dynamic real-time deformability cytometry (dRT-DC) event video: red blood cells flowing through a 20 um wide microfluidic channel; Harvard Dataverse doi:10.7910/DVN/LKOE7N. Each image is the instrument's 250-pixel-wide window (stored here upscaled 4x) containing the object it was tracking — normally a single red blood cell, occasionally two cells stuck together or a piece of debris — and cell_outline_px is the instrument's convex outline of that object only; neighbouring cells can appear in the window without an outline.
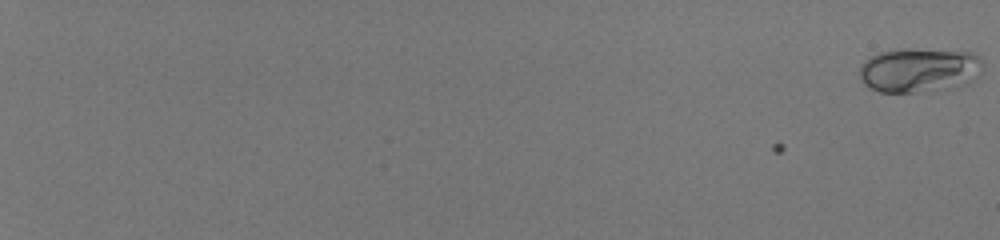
{"species": "human", "species_latin": "Homo sapiens", "temperature_condition": "room temperature", "stored_images_in_passage": 58, "camera_frame_rate_fps": 3000, "um_per_image_px": 0.085, "donor": {"sex": "male"}, "frame": {"image": 1, "passage_image": 1, "time_ms": 0.0, "image_size_px": [1000, 240], "cell_outline_px": [[984, 64], [980, 76], [968, 84], [916, 92], [880, 92], [864, 84], [860, 76], [860, 68], [864, 60], [880, 52], [904, 48], [908, 48], [968, 52], [976, 56]], "centroid_in_image_um": [78.14, 5.95], "position_along_channel_um": 6.9, "area_um2": 31.79}}
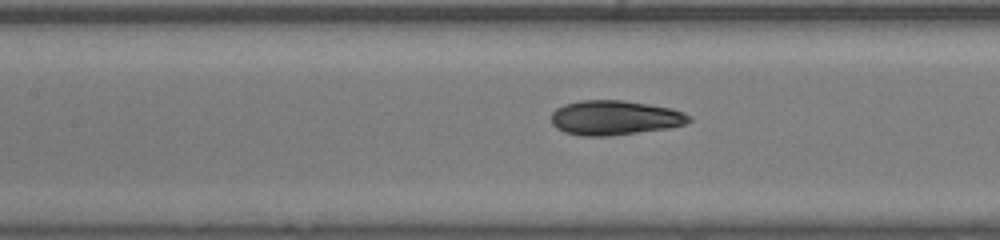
{"frame": {"image": 2, "passage_image": 34, "time_ms": 11.0, "image_size_px": [1000, 240], "cell_outline_px": [[692, 120], [684, 124], [672, 128], [608, 136], [580, 136], [564, 132], [556, 128], [552, 124], [552, 112], [556, 108], [564, 104], [580, 100], [620, 100], [648, 104], [672, 108], [684, 112], [692, 116]], "centroid_in_image_um": [52.27, 10.01], "position_along_channel_um": 155.1, "area_um2": 28.03}}
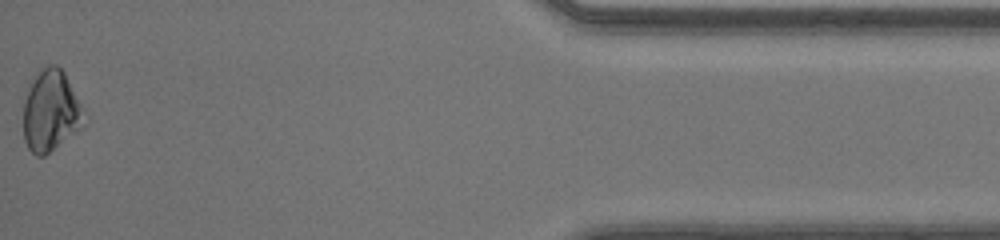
{"frame": {"image": 3, "passage_image": 58, "time_ms": 19.0, "image_size_px": [1000, 240], "cell_outline_px": [[88, 116], [80, 128], [44, 156], [36, 156], [28, 148], [24, 140], [24, 100], [36, 76], [48, 64], [56, 64], [64, 72]], "centroid_in_image_um": [4.34, 9.45], "position_along_channel_um": 430.9, "area_um2": 28.32}, "authors_computed_cell_mechanics": {"area_um2": 27.5128, "velocity_mm_per_s": 4.1324, "shape_relaxation_time_tau1_ms": 4.7527, "shape_relaxation_time_tau2_ms": null, "deformation_change_tau1": 0.1682, "deformation_change_tau2": null}}